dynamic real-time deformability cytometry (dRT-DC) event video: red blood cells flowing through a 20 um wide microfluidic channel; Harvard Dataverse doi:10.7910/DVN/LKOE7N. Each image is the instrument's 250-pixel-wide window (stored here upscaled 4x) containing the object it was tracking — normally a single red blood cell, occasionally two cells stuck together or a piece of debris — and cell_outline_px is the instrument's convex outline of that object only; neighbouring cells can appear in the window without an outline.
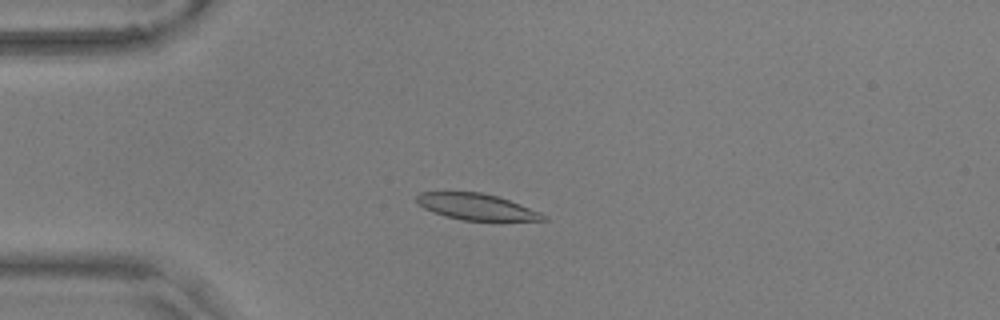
{"species": "common noctule bat (a hibernating species)", "species_latin": "Nyctalus noctula", "temperature_condition": "warm", "stored_images_in_passage": 21, "camera_frame_rate_fps": 3000, "um_per_image_px": 0.085, "animal": {"sex": "male", "body_mass_g": 17.9, "forearm_length_mm": 54.2}, "frame": {"image": 1, "passage_image": 15, "time_ms": 4.667, "image_size_px": [1000, 320], "cell_outline_px": [[548, 220], [464, 220], [444, 216], [432, 212], [424, 208], [416, 200], [416, 196], [420, 192], [480, 192], [496, 196], [520, 204], [540, 212], [548, 216]], "centroid_in_image_um": [40.49, 17.57], "position_along_channel_um": 44.5, "area_um2": 19.13}}